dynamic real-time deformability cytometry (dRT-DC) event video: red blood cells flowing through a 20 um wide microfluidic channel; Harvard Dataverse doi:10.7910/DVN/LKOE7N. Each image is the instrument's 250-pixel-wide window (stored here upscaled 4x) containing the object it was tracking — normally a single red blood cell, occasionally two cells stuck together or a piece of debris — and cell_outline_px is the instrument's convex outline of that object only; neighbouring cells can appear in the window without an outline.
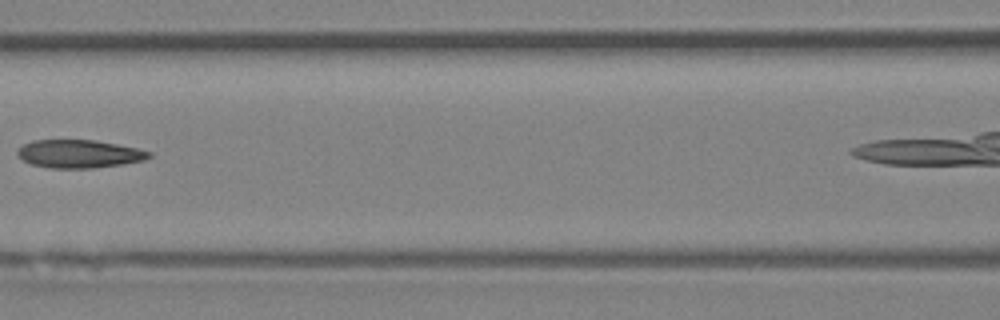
{"species": "Egyptian fruit bat (a non-hibernating species)", "species_latin": "Rousettus aegyptiacus", "temperature_condition": "room temperature", "stored_images_in_passage": 5, "camera_frame_rate_fps": 3000, "um_per_image_px": 0.085, "animal": {"sex": "female"}, "frame": {"image": 1, "passage_image": 4, "time_ms": 3.333, "image_size_px": [1000, 320], "cell_outline_px": [[152, 156], [144, 160], [124, 164], [92, 168], [48, 168], [32, 164], [24, 160], [16, 152], [24, 144], [32, 140], [96, 140], [136, 148], [152, 152]], "centroid_in_image_um": [6.75, 13.08], "position_along_channel_um": 159.8, "area_um2": 21.44}}